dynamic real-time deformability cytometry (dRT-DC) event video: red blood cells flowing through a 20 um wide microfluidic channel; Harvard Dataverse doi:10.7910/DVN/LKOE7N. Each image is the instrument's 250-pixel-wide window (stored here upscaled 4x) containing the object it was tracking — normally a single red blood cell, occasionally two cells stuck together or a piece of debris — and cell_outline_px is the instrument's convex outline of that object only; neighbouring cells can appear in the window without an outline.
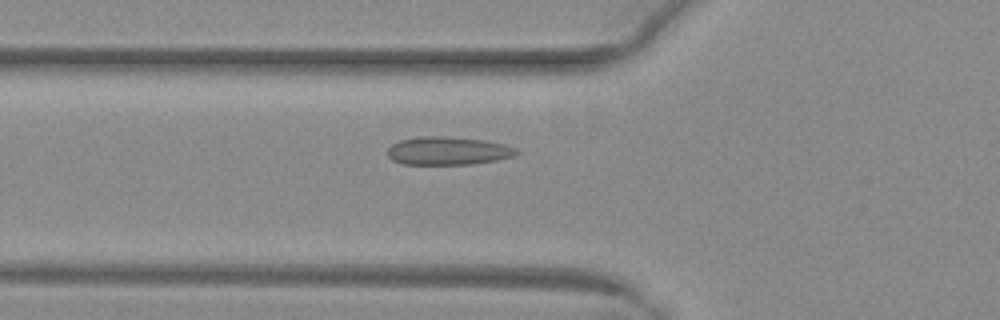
{"species": "common noctule bat (a hibernating species)", "species_latin": "Nyctalus noctula", "temperature_condition": "warm", "stored_images_in_passage": 35, "camera_frame_rate_fps": 3000, "um_per_image_px": 0.085, "animal": {"sex": "female", "body_mass_g": 29.2, "forearm_length_mm": 56.3}, "frame": {"image": 1, "passage_image": 6, "time_ms": 1.667, "image_size_px": [1000, 320], "cell_outline_px": [[520, 152], [516, 156], [496, 160], [472, 164], [404, 164], [392, 160], [388, 156], [388, 148], [392, 144], [400, 140], [420, 136], [444, 136], [484, 140], [504, 144], [516, 148]], "centroid_in_image_um": [38.1, 12.82], "position_along_channel_um": 87.7, "area_um2": 21.21}}
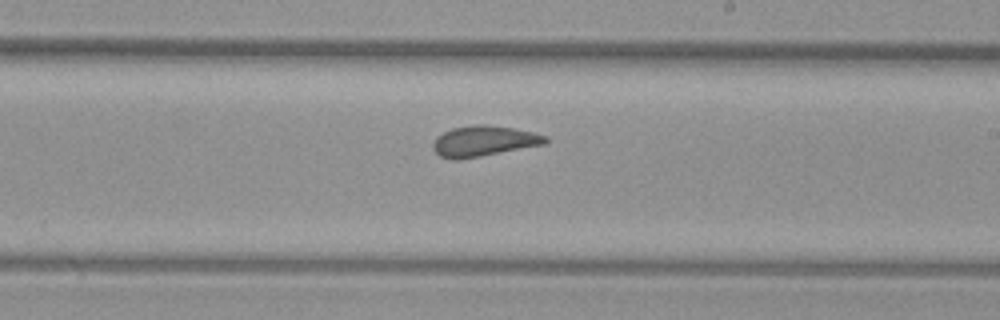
{"frame": {"image": 2, "passage_image": 18, "time_ms": 5.667, "image_size_px": [1000, 320], "cell_outline_px": [[548, 140], [544, 144], [460, 160], [452, 160], [440, 156], [432, 148], [432, 144], [436, 136], [452, 128], [476, 124], [484, 124], [512, 128], [532, 132], [548, 136]], "centroid_in_image_um": [41.08, 11.99], "position_along_channel_um": 247.9, "area_um2": 20.0}}
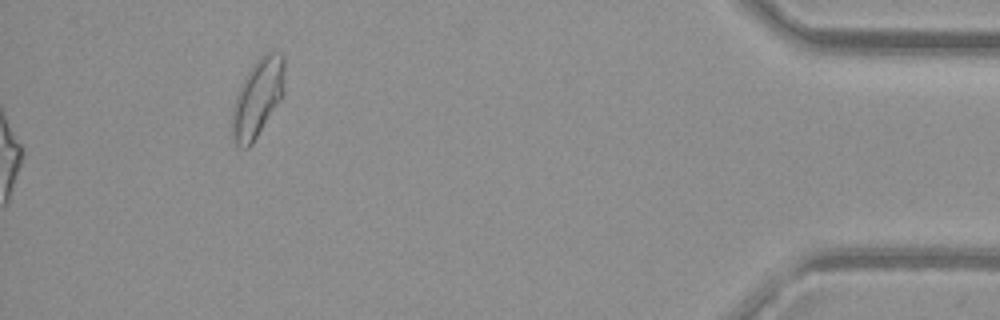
{"frame": {"image": 3, "passage_image": 35, "time_ms": 11.333, "image_size_px": [1000, 320], "cell_outline_px": [[284, 92], [280, 100], [252, 144], [248, 148], [240, 148], [236, 144], [232, 136], [232, 108], [240, 84], [256, 60], [264, 52], [284, 52]], "centroid_in_image_um": [21.9, 8.3], "position_along_channel_um": 413.3, "area_um2": 23.87}, "authors_computed_cell_mechanics": {"area_um2": 19.9988, "velocity_mm_per_s": 4.0055, "shape_relaxation_time_tau1_ms": 8.2678, "shape_relaxation_time_tau2_ms": 1.1416, "deformation_change_tau1": 0.1425, "deformation_change_tau2": 0.0547}}